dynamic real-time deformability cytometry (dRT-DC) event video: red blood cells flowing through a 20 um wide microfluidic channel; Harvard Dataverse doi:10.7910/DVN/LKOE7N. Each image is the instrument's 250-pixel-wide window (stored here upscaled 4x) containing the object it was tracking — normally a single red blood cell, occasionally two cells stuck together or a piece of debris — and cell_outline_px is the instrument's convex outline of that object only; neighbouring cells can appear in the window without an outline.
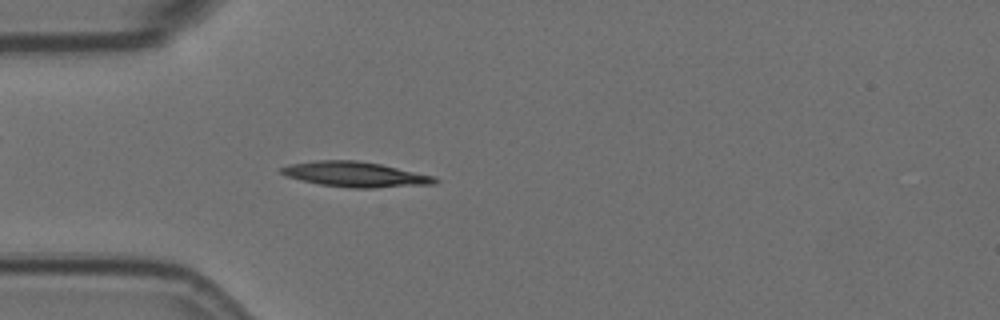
{"species": "Egyptian fruit bat (a non-hibernating species)", "species_latin": "Rousettus aegyptiacus", "temperature_condition": "room temperature", "stored_images_in_passage": 4, "camera_frame_rate_fps": 3000, "um_per_image_px": 0.085, "animal": {"sex": "female"}, "frame": {"image": 1, "passage_image": 4, "time_ms": 1.0, "image_size_px": [1000, 320], "cell_outline_px": [[440, 180], [436, 184], [376, 188], [348, 188], [320, 184], [300, 180], [288, 176], [280, 172], [280, 168], [292, 164], [316, 160], [356, 160], [380, 164], [436, 176]], "centroid_in_image_um": [30.27, 14.83], "position_along_channel_um": 54.7, "area_um2": 22.6}}